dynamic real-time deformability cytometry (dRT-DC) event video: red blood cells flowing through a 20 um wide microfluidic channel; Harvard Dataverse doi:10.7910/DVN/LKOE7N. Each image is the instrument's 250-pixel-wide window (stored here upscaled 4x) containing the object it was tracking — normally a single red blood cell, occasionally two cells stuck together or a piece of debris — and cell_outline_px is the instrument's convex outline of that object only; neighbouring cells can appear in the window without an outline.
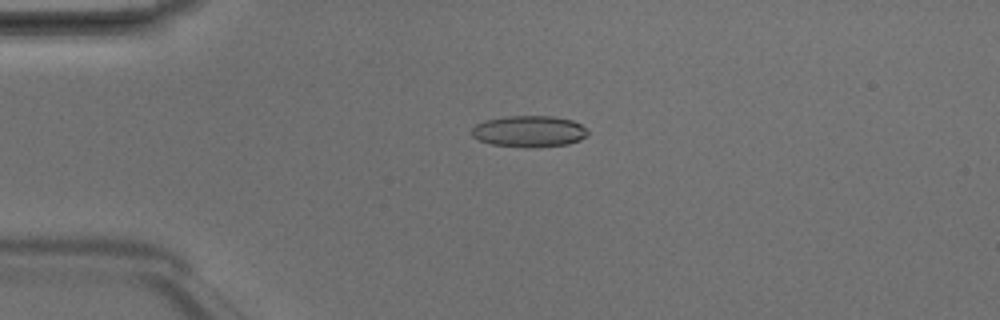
{"species": "Egyptian fruit bat (a non-hibernating species)", "species_latin": "Rousettus aegyptiacus", "temperature_condition": "room temperature", "stored_images_in_passage": 3, "camera_frame_rate_fps": 3000, "um_per_image_px": 0.085, "animal": {"sex": "male"}, "frame": {"image": 1, "passage_image": 2, "time_ms": 0.333, "image_size_px": [1000, 320], "cell_outline_px": [[588, 136], [580, 140], [568, 144], [536, 148], [528, 148], [492, 144], [480, 140], [472, 136], [472, 128], [476, 124], [484, 120], [504, 116], [552, 116], [572, 120], [580, 124], [588, 132]], "centroid_in_image_um": [44.98, 11.17], "position_along_channel_um": 40.0, "area_um2": 21.39}}